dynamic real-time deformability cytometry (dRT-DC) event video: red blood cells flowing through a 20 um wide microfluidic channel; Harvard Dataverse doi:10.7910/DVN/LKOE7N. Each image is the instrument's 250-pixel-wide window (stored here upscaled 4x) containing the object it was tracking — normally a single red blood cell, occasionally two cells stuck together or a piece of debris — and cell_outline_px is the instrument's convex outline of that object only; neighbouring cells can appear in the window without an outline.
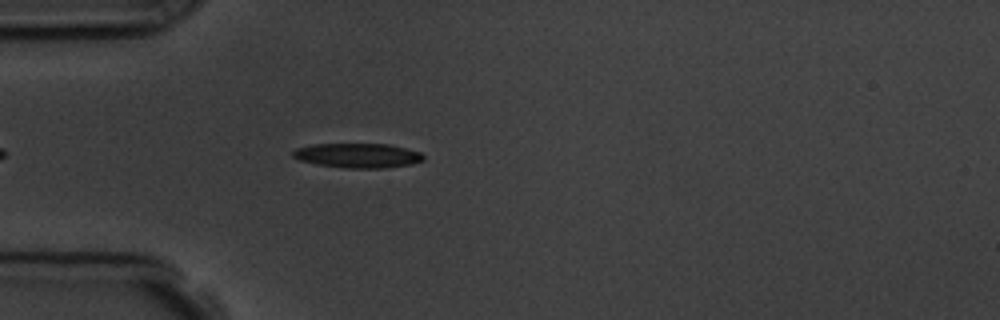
{"species": "common noctule bat (a hibernating species)", "species_latin": "Nyctalus noctula", "temperature_condition": "room temperature", "stored_images_in_passage": 3, "camera_frame_rate_fps": 3000, "um_per_image_px": 0.085, "animal": {"sex": "male", "body_mass_g": 19.5, "forearm_length_mm": 54.6}, "frame": {"image": 1, "passage_image": 3, "time_ms": 2.333, "image_size_px": [1000, 320], "cell_outline_px": [[424, 160], [408, 164], [384, 168], [348, 168], [316, 164], [300, 160], [292, 156], [292, 152], [296, 148], [312, 144], [388, 144], [420, 152], [424, 156]], "centroid_in_image_um": [30.38, 13.21], "position_along_channel_um": 54.6, "area_um2": 18.5}}